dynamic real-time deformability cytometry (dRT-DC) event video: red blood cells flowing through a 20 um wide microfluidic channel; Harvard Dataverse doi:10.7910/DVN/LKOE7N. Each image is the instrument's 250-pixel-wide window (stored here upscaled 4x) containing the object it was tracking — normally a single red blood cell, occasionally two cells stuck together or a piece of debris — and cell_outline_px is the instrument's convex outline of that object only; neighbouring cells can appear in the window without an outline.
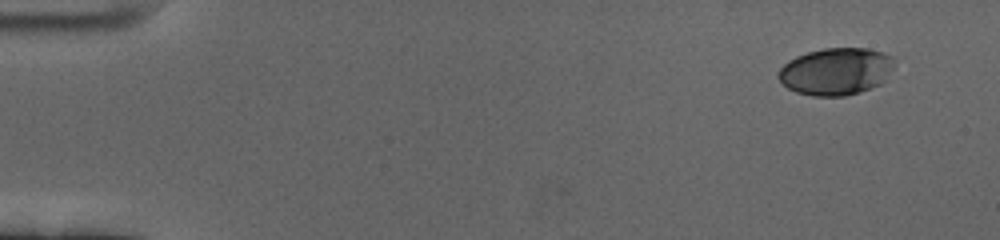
{"species": "human", "species_latin": "Homo sapiens", "temperature_condition": "cold", "stored_images_in_passage": 57, "camera_frame_rate_fps": 3000, "um_per_image_px": 0.085, "donor": {"sex": "female"}, "frame": {"image": 1, "passage_image": 1, "time_ms": 0.0, "image_size_px": [1000, 240], "cell_outline_px": [[892, 68], [884, 80], [880, 84], [860, 92], [844, 96], [812, 96], [796, 92], [788, 88], [776, 76], [780, 68], [788, 60], [796, 56], [808, 52], [824, 48], [868, 48], [892, 56]], "centroid_in_image_um": [71.01, 6.07], "position_along_channel_um": 14.0, "area_um2": 31.73}}
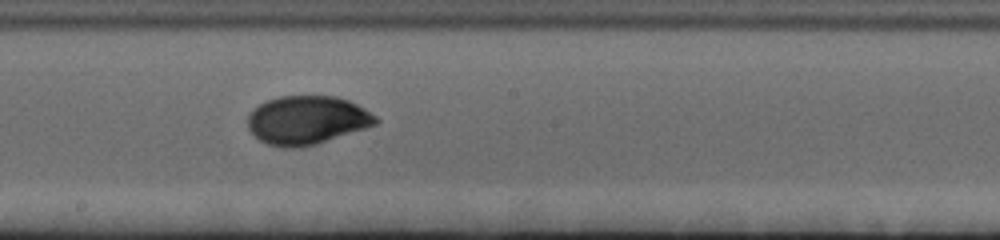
{"frame": {"image": 2, "passage_image": 31, "time_ms": 10.0, "image_size_px": [1000, 240], "cell_outline_px": [[380, 120], [376, 124], [316, 144], [300, 148], [284, 148], [268, 144], [260, 140], [248, 128], [248, 116], [260, 104], [268, 100], [280, 96], [336, 96], [348, 100], [364, 108], [376, 116]], "centroid_in_image_um": [26.1, 10.21], "position_along_channel_um": 222.1, "area_um2": 35.89}}
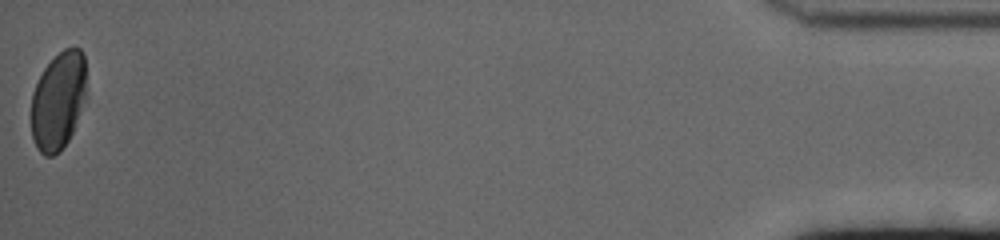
{"frame": {"image": 3, "passage_image": 57, "time_ms": 18.667, "image_size_px": [1000, 240], "cell_outline_px": [[84, 96], [72, 132], [68, 140], [52, 156], [44, 156], [36, 148], [32, 136], [32, 92], [44, 68], [64, 48], [80, 48], [84, 52]], "centroid_in_image_um": [4.91, 8.55], "position_along_channel_um": 430.3, "area_um2": 30.52}, "authors_computed_cell_mechanics": {"area_um2": 34.7956, "velocity_mm_per_s": 3.411, "shape_relaxation_time_tau1_ms": 3.7895, "shape_relaxation_time_tau2_ms": 1.1333, "deformation_change_tau1": 0.1309, "deformation_change_tau2": 0.0299}}